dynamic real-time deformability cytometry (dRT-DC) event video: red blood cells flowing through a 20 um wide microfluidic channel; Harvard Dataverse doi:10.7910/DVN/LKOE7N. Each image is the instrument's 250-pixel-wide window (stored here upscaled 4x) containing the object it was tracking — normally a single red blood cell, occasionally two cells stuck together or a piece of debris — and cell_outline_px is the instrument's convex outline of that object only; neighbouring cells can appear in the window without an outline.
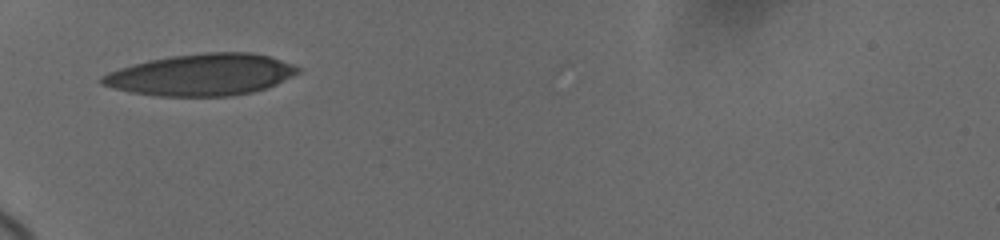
{"species": "human", "species_latin": "Homo sapiens", "temperature_condition": "cold", "stored_images_in_passage": 2, "camera_frame_rate_fps": 3000, "um_per_image_px": 0.085, "donor": {"sex": "female"}, "frame": {"image": 1, "passage_image": 1, "time_ms": 0.0, "image_size_px": [1000, 240], "cell_outline_px": [[300, 72], [268, 88], [252, 92], [232, 96], [156, 96], [128, 92], [112, 88], [100, 84], [100, 76], [108, 72], [132, 64], [148, 60], [172, 56], [204, 52], [252, 52], [268, 56], [292, 64], [300, 68]], "centroid_in_image_um": [17.09, 6.36], "position_along_channel_um": 67.9, "area_um2": 47.8}}